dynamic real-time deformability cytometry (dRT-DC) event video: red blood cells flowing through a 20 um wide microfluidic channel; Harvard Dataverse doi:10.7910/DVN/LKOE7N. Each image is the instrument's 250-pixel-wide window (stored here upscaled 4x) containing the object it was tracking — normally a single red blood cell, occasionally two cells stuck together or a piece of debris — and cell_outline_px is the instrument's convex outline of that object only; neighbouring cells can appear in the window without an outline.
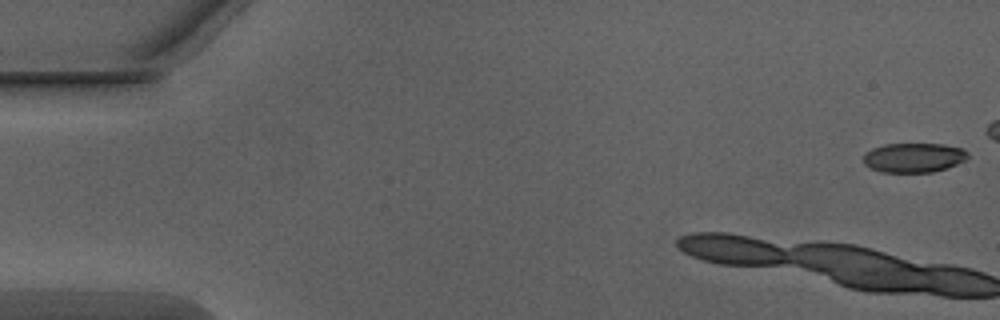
{"species": "Egyptian fruit bat (a non-hibernating species)", "species_latin": "Rousettus aegyptiacus", "temperature_condition": "warm", "stored_images_in_passage": 6, "camera_frame_rate_fps": 3000, "um_per_image_px": 0.085, "animal": {"sex": "male"}, "frame": {"image": 1, "passage_image": 1, "time_ms": 0.0, "image_size_px": [1000, 320], "cell_outline_px": [[968, 156], [964, 160], [948, 168], [932, 172], [880, 172], [864, 164], [864, 152], [872, 148], [884, 144], [944, 144], [964, 148], [968, 152]], "centroid_in_image_um": [77.67, 13.39], "position_along_channel_um": 7.3, "area_um2": 18.03}}